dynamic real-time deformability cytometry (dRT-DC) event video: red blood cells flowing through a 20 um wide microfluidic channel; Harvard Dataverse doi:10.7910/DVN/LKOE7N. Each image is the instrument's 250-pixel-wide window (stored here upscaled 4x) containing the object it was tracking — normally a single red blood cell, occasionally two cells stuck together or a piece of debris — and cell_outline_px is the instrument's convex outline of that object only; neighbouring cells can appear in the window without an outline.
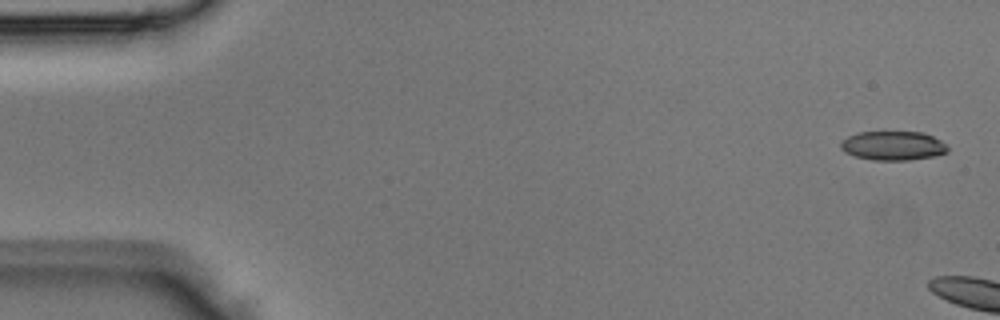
{"species": "Egyptian fruit bat (a non-hibernating species)", "species_latin": "Rousettus aegyptiacus", "temperature_condition": "room temperature", "stored_images_in_passage": 2, "camera_frame_rate_fps": 3000, "um_per_image_px": 0.085, "animal": {"sex": "male"}, "frame": {"image": 1, "passage_image": 1, "time_ms": 0.0, "image_size_px": [1000, 320], "cell_outline_px": [[948, 152], [932, 156], [908, 160], [872, 160], [856, 156], [844, 152], [840, 148], [840, 140], [856, 132], [924, 132], [940, 140], [948, 148]], "centroid_in_image_um": [75.86, 12.38], "position_along_channel_um": 9.1, "area_um2": 18.15}}